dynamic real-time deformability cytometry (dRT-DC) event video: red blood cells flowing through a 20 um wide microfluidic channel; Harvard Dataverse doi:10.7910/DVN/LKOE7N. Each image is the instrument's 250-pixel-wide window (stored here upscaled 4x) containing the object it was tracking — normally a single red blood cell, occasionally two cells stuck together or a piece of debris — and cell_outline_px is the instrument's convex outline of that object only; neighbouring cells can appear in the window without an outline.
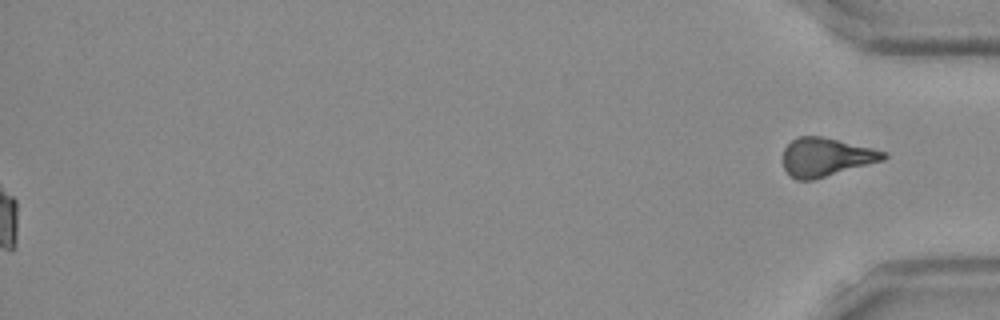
{"species": "Egyptian fruit bat (a non-hibernating species)", "species_latin": "Rousettus aegyptiacus", "temperature_condition": "room temperature", "stored_images_in_passage": 45, "segment_of_instrument_passage": [2, 2], "camera_frame_rate_fps": 3000, "um_per_image_px": 0.085, "frame": {"image": 1, "passage_image": 45, "time_ms": 14.667, "image_size_px": [1000, 320], "cell_outline_px": [[888, 156], [884, 160], [812, 180], [796, 180], [784, 168], [784, 148], [796, 136], [820, 136], [872, 148], [888, 152]], "centroid_in_image_um": [70.22, 13.35], "position_along_channel_um": 365.0, "area_um2": 22.31}}